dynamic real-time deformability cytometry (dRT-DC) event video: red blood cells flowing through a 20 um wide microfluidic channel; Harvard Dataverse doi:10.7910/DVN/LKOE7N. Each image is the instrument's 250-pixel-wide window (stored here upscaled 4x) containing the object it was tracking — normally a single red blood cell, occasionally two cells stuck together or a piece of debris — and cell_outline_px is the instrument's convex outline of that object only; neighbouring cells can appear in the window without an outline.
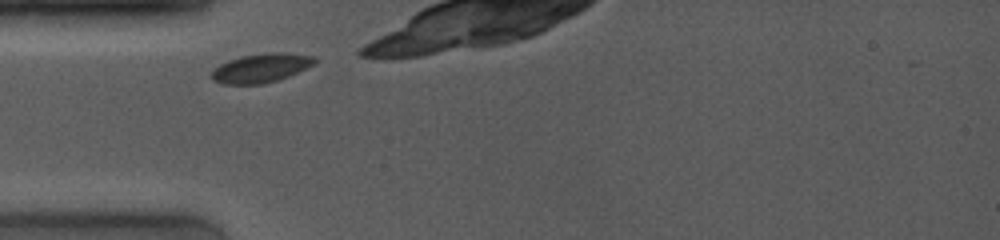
{"species": "common noctule bat (a hibernating species)", "species_latin": "Nyctalus noctula", "temperature_condition": "room temperature", "stored_images_in_passage": 14, "camera_frame_rate_fps": 4000, "um_per_image_px": 0.085, "animal": {"sex": "female", "body_mass_g": 19.0, "forearm_length_mm": 53.3}, "frame": {"image": 1, "passage_image": 1, "time_ms": 0.0, "image_size_px": [1000, 240], "cell_outline_px": [[316, 60], [312, 64], [288, 76], [264, 84], [224, 84], [212, 80], [212, 72], [220, 64], [228, 60], [240, 56], [264, 52], [284, 52], [312, 56]], "centroid_in_image_um": [22.14, 5.77], "position_along_channel_um": 62.9, "area_um2": 17.17}}
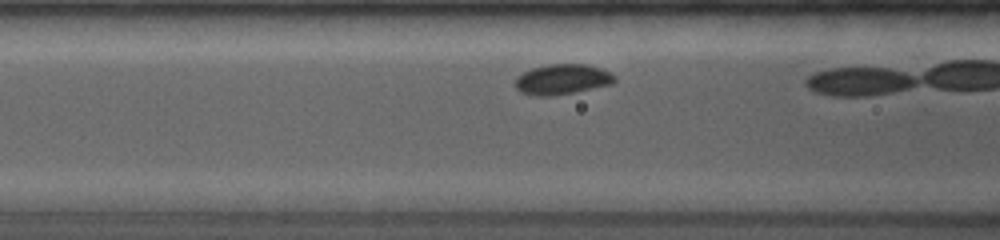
{"frame": {"image": 2, "passage_image": 10, "time_ms": 1.5, "image_size_px": [1000, 240], "cell_outline_px": [[616, 80], [612, 84], [576, 92], [552, 96], [536, 96], [520, 92], [516, 88], [516, 76], [532, 68], [548, 64], [584, 64], [600, 68], [616, 76]], "centroid_in_image_um": [47.79, 6.75], "position_along_channel_um": 118.8, "area_um2": 17.57}}